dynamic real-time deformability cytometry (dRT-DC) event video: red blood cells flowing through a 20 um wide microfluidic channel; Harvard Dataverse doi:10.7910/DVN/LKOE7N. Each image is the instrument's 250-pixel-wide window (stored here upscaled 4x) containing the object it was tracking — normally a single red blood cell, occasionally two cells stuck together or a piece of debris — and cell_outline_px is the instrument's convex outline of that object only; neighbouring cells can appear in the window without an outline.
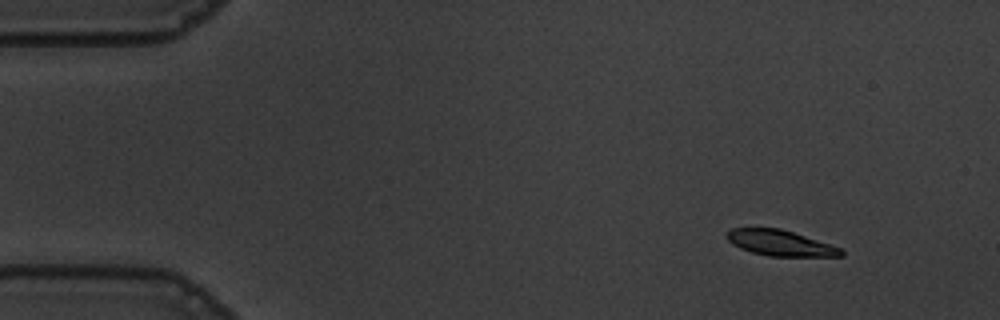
{"species": "common noctule bat (a hibernating species)", "species_latin": "Nyctalus noctula", "temperature_condition": "warm", "stored_images_in_passage": 51, "camera_frame_rate_fps": 3000, "um_per_image_px": 0.085, "animal": {"sex": "male", "body_mass_g": 19.5, "forearm_length_mm": 54.6}, "frame": {"image": 1, "passage_image": 1, "time_ms": 0.0, "image_size_px": [1000, 320], "cell_outline_px": [[844, 256], [768, 256], [752, 252], [740, 248], [732, 244], [724, 236], [732, 228], [780, 228], [840, 248], [844, 252]], "centroid_in_image_um": [66.27, 20.66], "position_along_channel_um": 18.7, "area_um2": 16.82}}
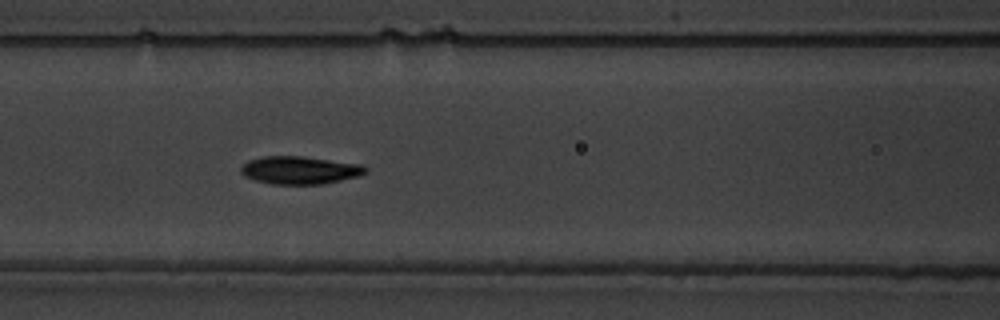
{"frame": {"image": 2, "passage_image": 19, "time_ms": 6.0, "image_size_px": [1000, 320], "cell_outline_px": [[368, 172], [360, 176], [320, 184], [272, 184], [256, 180], [244, 176], [240, 172], [240, 168], [248, 160], [264, 156], [300, 156], [360, 164], [368, 168]], "centroid_in_image_um": [25.48, 14.46], "position_along_channel_um": 141.1, "area_um2": 20.11}}
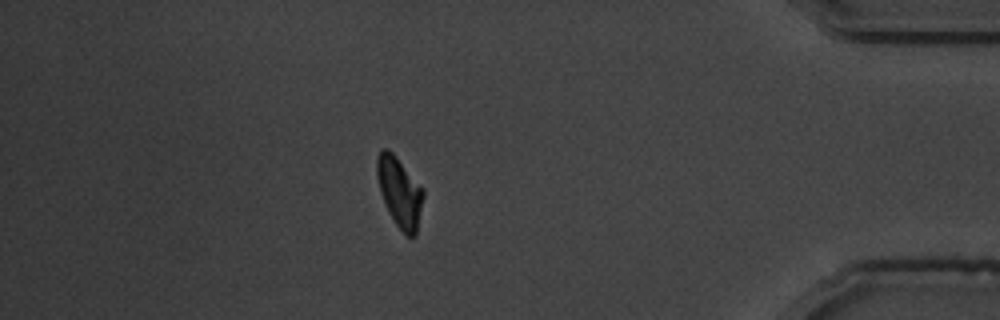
{"frame": {"image": 3, "passage_image": 44, "time_ms": 14.333, "image_size_px": [1000, 320], "cell_outline_px": [[424, 196], [416, 236], [408, 236], [396, 224], [388, 212], [380, 192], [376, 176], [376, 160], [380, 148], [388, 148], [396, 156], [424, 188]], "centroid_in_image_um": [33.96, 16.28], "position_along_channel_um": 401.2, "area_um2": 19.07}, "authors_computed_cell_mechanics": {"area_um2": 19.2474, "velocity_mm_per_s": 3.5953, "shape_relaxation_time_tau1_ms": 2.9714, "shape_relaxation_time_tau2_ms": 3.3438, "deformation_change_tau1": 0.1533, "deformation_change_tau2": 0.0758}}